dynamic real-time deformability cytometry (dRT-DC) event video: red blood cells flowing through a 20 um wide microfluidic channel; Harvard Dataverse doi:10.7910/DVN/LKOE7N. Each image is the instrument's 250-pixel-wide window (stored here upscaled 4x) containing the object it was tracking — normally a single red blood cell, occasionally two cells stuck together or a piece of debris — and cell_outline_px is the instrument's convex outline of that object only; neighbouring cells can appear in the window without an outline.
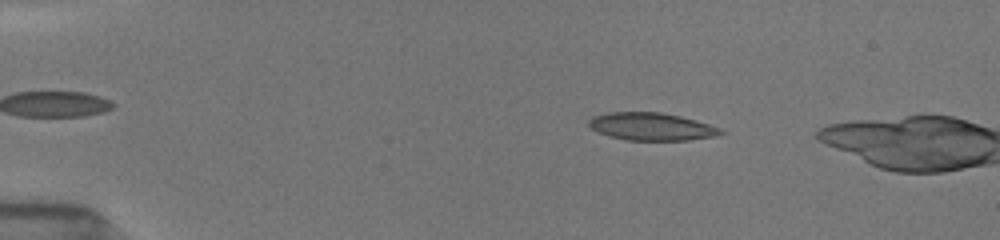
{"species": "common noctule bat (a hibernating species)", "species_latin": "Nyctalus noctula", "temperature_condition": "room temperature", "stored_images_in_passage": 17, "camera_frame_rate_fps": 3000, "um_per_image_px": 0.085, "animal": {"sex": "female", "body_mass_g": 19.5, "forearm_length_mm": 54.1}, "frame": {"image": 1, "passage_image": 13, "time_ms": 3.0, "image_size_px": [1000, 240], "cell_outline_px": [[728, 132], [716, 136], [688, 140], [624, 140], [608, 136], [596, 132], [588, 128], [588, 120], [592, 116], [608, 112], [660, 112], [680, 116], [696, 120], [720, 128]], "centroid_in_image_um": [55.34, 10.76], "position_along_channel_um": 29.7, "area_um2": 21.56}}